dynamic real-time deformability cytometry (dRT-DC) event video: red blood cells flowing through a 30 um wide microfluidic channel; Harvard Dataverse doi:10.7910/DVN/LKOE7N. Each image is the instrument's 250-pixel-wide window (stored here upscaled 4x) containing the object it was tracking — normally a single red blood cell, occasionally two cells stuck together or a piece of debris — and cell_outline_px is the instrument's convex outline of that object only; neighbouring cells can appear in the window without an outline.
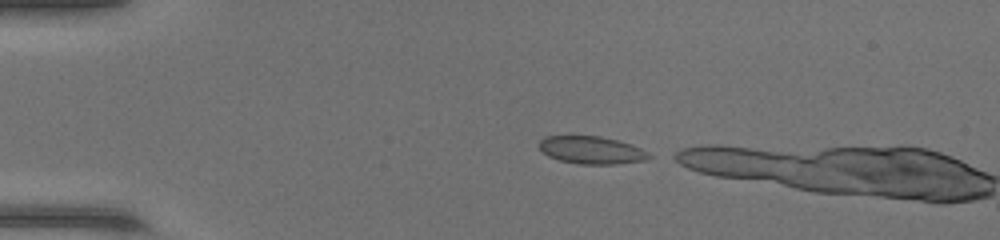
{"species": "common noctule bat (a hibernating species)", "species_latin": "Nyctalus noctula", "temperature_condition": "warm", "stored_images_in_passage": 4, "camera_frame_rate_fps": 3000, "um_per_image_px": 0.085, "animal": {"sex": "female", "body_mass_g": 17.0, "forearm_length_mm": 48.0}, "frame": {"image": 1, "passage_image": 2, "time_ms": 0.333, "image_size_px": [1000, 240], "cell_outline_px": [[652, 156], [644, 160], [616, 164], [580, 164], [560, 160], [548, 156], [540, 148], [540, 140], [544, 136], [600, 136], [632, 144], [648, 152]], "centroid_in_image_um": [50.28, 12.75], "position_along_channel_um": 34.7, "area_um2": 17.51}}